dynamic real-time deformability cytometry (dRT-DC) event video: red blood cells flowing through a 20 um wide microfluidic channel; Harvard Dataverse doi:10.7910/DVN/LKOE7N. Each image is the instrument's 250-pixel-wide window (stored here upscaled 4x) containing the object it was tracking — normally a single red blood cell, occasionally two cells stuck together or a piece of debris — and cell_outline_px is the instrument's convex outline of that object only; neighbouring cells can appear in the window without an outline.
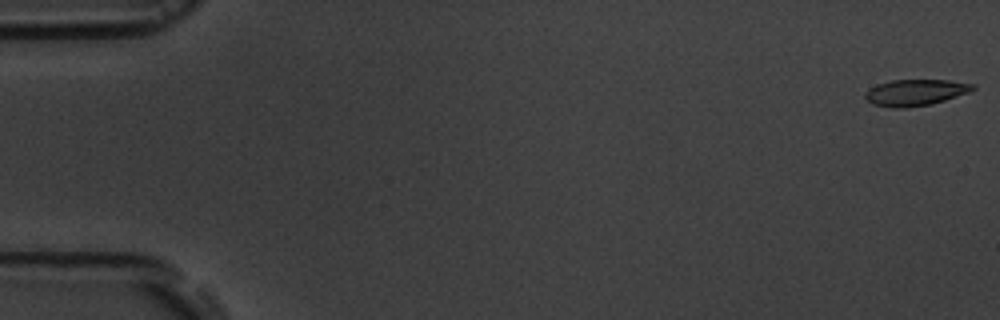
{"species": "common noctule bat (a hibernating species)", "species_latin": "Nyctalus noctula", "temperature_condition": "room temperature", "stored_images_in_passage": 6, "segment_of_instrument_passage": [1, 2], "camera_frame_rate_fps": 3000, "um_per_image_px": 0.085, "animal": {"sex": "male", "body_mass_g": 19.5, "forearm_length_mm": 54.6}, "frame": {"image": 1, "passage_image": 1, "time_ms": 0.0, "image_size_px": [1000, 320], "cell_outline_px": [[976, 88], [972, 92], [932, 104], [904, 108], [892, 108], [872, 104], [864, 96], [864, 92], [876, 84], [892, 80], [948, 80], [976, 84]], "centroid_in_image_um": [77.84, 7.86], "position_along_channel_um": 7.2, "area_um2": 16.76}}
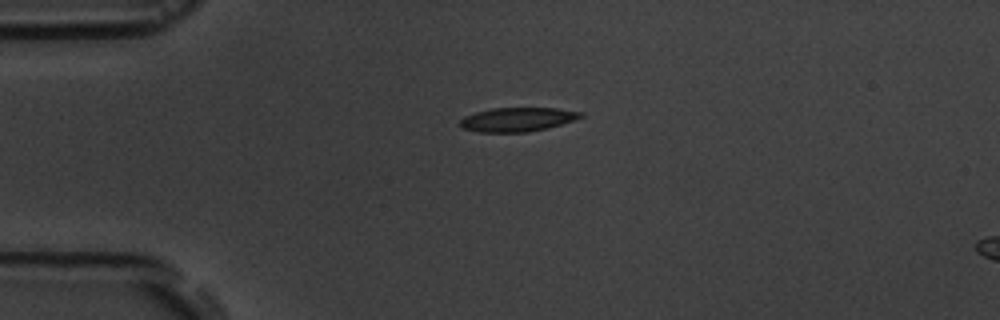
{"frame": {"image": 2, "passage_image": 4, "time_ms": 4.333, "image_size_px": [1000, 320], "cell_outline_px": [[584, 116], [548, 128], [528, 132], [480, 132], [460, 128], [460, 120], [464, 116], [476, 112], [492, 108], [556, 108], [584, 112]], "centroid_in_image_um": [43.96, 10.15], "position_along_channel_um": 41.0, "area_um2": 16.88}}